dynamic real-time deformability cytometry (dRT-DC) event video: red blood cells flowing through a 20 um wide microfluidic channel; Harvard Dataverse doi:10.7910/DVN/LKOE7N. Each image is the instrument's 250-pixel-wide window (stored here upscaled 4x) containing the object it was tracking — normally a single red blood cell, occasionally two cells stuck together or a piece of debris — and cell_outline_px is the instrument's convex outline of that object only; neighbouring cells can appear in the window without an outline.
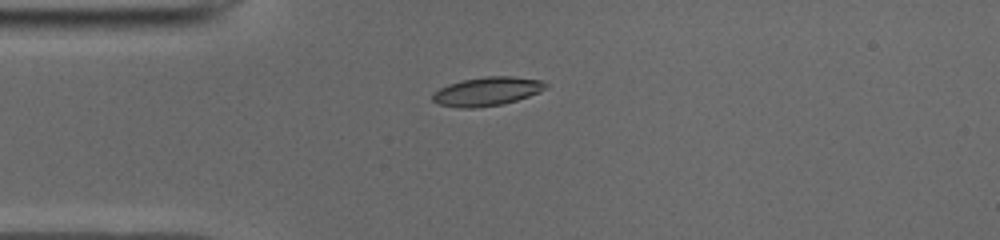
{"species": "common noctule bat (a hibernating species)", "species_latin": "Nyctalus noctula", "temperature_condition": "cold", "stored_images_in_passage": 39, "camera_frame_rate_fps": 3000, "um_per_image_px": 0.085, "animal": {"sex": "male", "body_mass_g": 19.0, "forearm_length_mm": 50.8}, "frame": {"image": 1, "passage_image": 1, "time_ms": 0.0, "image_size_px": [1000, 240], "cell_outline_px": [[548, 88], [540, 92], [504, 104], [476, 108], [460, 108], [440, 104], [432, 100], [432, 92], [448, 84], [464, 80], [488, 76], [512, 76], [544, 80], [548, 84]], "centroid_in_image_um": [41.44, 7.77], "position_along_channel_um": 43.6, "area_um2": 19.07}}
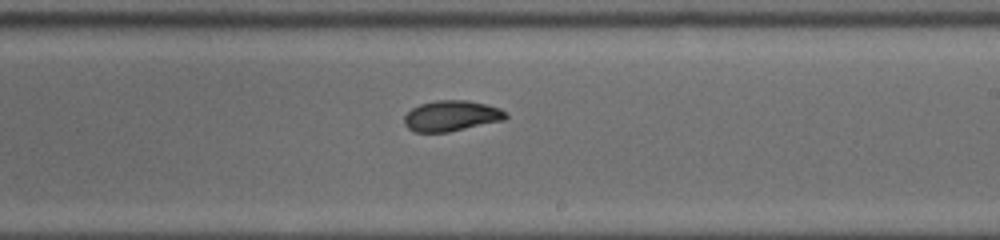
{"frame": {"image": 2, "passage_image": 18, "time_ms": 5.667, "image_size_px": [1000, 240], "cell_outline_px": [[508, 116], [504, 120], [448, 132], [416, 132], [408, 128], [404, 124], [404, 116], [412, 108], [420, 104], [436, 100], [468, 100], [500, 108]], "centroid_in_image_um": [38.35, 9.85], "position_along_channel_um": 250.7, "area_um2": 18.03}}
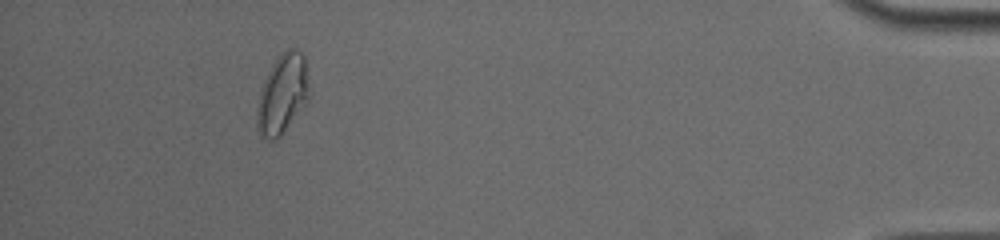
{"frame": {"image": 3, "passage_image": 35, "time_ms": 11.333, "image_size_px": [1000, 240], "cell_outline_px": [[308, 100], [280, 136], [276, 140], [272, 140], [264, 136], [260, 132], [256, 124], [256, 112], [260, 88], [272, 64], [288, 48], [296, 48], [304, 56], [308, 84]], "centroid_in_image_um": [23.99, 7.99], "position_along_channel_um": 411.2, "area_um2": 23.7}, "authors_computed_cell_mechanics": {"area_um2": 18.6694, "velocity_mm_per_s": 3.9411, "shape_relaxation_time_tau1_ms": 8.9455, "shape_relaxation_time_tau2_ms": 2.215, "deformation_change_tau1": 0.2163, "deformation_change_tau2": 0.0607}}